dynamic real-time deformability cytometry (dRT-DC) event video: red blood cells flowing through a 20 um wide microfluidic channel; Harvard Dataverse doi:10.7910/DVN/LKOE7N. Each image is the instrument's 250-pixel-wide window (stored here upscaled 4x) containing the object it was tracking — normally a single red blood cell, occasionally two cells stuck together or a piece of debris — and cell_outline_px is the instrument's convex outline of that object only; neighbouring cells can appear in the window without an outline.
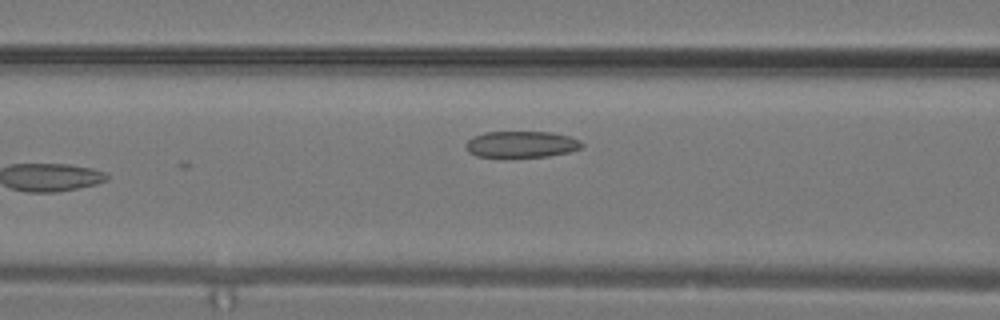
{"species": "common noctule bat (a hibernating species)", "species_latin": "Nyctalus noctula", "temperature_condition": "warm", "stored_images_in_passage": 14, "camera_frame_rate_fps": 3000, "um_per_image_px": 0.085, "animal": {"sex": "male", "body_mass_g": 19.2, "forearm_length_mm": 51.8}, "frame": {"image": 1, "passage_image": 14, "time_ms": 4.333, "image_size_px": [1000, 320], "cell_outline_px": [[584, 144], [580, 148], [568, 152], [548, 156], [508, 160], [476, 156], [468, 152], [464, 144], [472, 136], [484, 132], [552, 132], [568, 136], [580, 140]], "centroid_in_image_um": [44.24, 12.31], "position_along_channel_um": 122.4, "area_um2": 18.73}}